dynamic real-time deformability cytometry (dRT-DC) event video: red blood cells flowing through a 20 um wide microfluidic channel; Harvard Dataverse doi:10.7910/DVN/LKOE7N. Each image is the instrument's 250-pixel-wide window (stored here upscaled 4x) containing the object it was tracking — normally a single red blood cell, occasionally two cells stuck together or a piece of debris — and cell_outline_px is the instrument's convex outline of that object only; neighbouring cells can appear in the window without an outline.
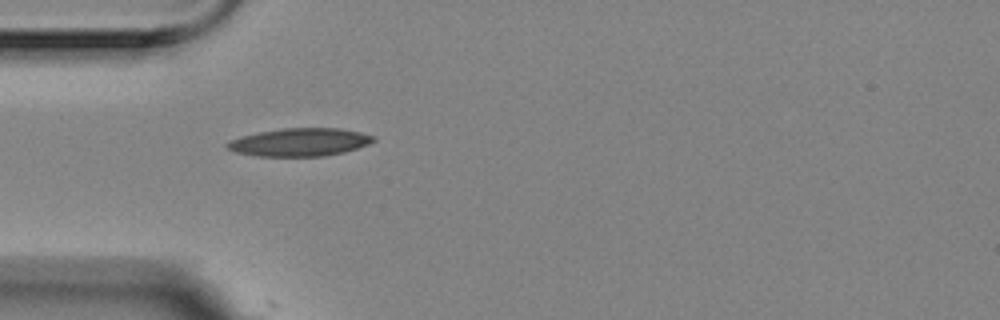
{"species": "Egyptian fruit bat (a non-hibernating species)", "species_latin": "Rousettus aegyptiacus", "temperature_condition": "room temperature", "stored_images_in_passage": 2, "camera_frame_rate_fps": 3000, "um_per_image_px": 0.085, "animal": {"sex": "female"}, "frame": {"image": 1, "passage_image": 1, "time_ms": 0.0, "image_size_px": [1000, 320], "cell_outline_px": [[376, 140], [368, 144], [344, 152], [324, 156], [256, 156], [236, 152], [224, 148], [224, 144], [228, 140], [260, 132], [280, 128], [340, 128], [360, 132], [376, 136]], "centroid_in_image_um": [25.46, 12.08], "position_along_channel_um": 59.5, "area_um2": 23.93}}
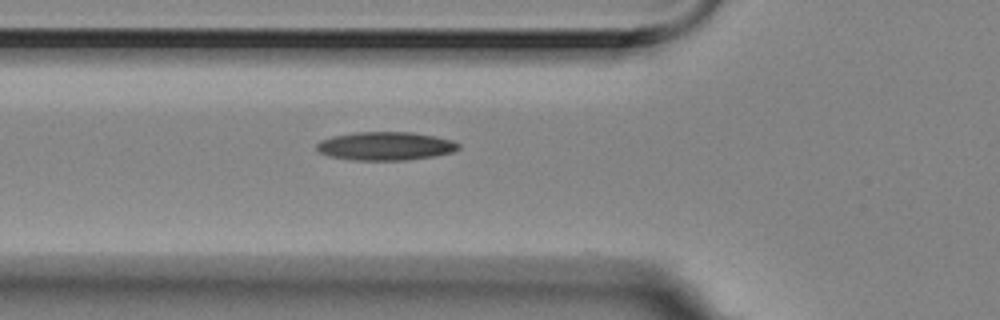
{"frame": {"image": 2, "passage_image": 2, "time_ms": 0.333, "image_size_px": [1000, 320], "cell_outline_px": [[460, 148], [452, 152], [432, 156], [408, 160], [352, 160], [328, 156], [320, 152], [316, 148], [316, 144], [320, 140], [332, 136], [356, 132], [412, 132], [436, 136], [452, 140], [460, 144]], "centroid_in_image_um": [32.76, 12.41], "position_along_channel_um": 93.0, "area_um2": 23.58}}